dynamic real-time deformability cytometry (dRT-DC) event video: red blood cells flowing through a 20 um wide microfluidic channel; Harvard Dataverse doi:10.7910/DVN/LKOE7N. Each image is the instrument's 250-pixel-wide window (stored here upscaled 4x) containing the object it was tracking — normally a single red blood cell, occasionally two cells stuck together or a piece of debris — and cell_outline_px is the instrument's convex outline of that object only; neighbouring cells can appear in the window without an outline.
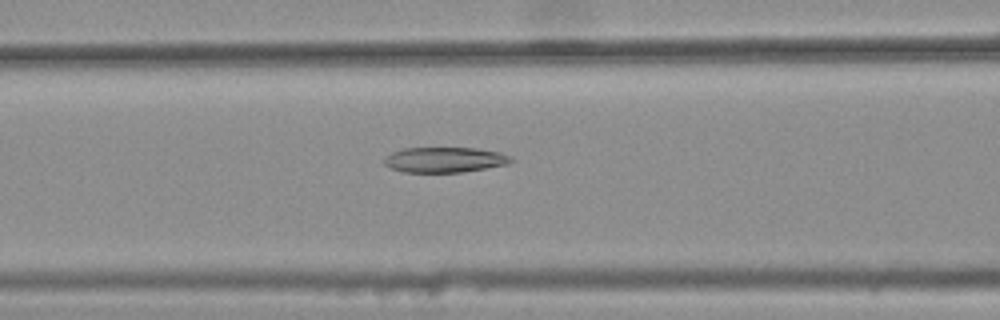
{"species": "common noctule bat (a hibernating species)", "species_latin": "Nyctalus noctula", "temperature_condition": "warm", "stored_images_in_passage": 34, "camera_frame_rate_fps": 3000, "um_per_image_px": 0.085, "animal": {"sex": "female", "body_mass_g": 25.1}, "frame": {"image": 1, "passage_image": 8, "time_ms": 2.333, "image_size_px": [1000, 320], "cell_outline_px": [[516, 160], [508, 164], [460, 172], [404, 172], [388, 168], [384, 164], [384, 156], [392, 152], [404, 148], [480, 148], [500, 152], [512, 156]], "centroid_in_image_um": [37.8, 13.57], "position_along_channel_um": 128.8, "area_um2": 18.9}}
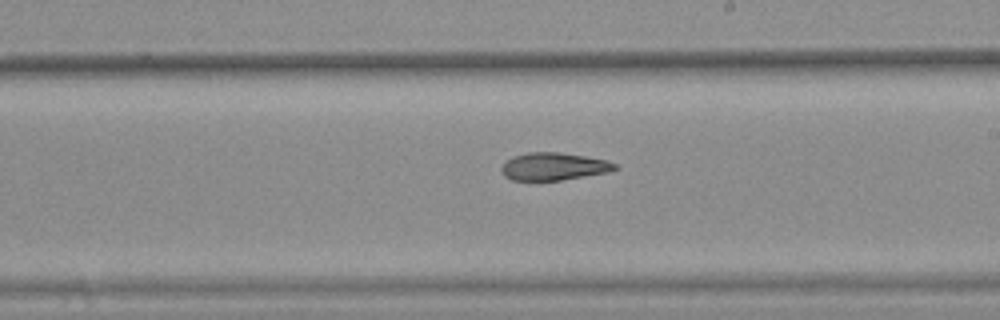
{"frame": {"image": 2, "passage_image": 17, "time_ms": 5.333, "image_size_px": [1000, 320], "cell_outline_px": [[620, 168], [608, 172], [560, 180], [512, 180], [504, 176], [500, 172], [500, 168], [504, 160], [512, 156], [528, 152], [560, 152], [608, 160], [616, 164]], "centroid_in_image_um": [47.02, 14.14], "position_along_channel_um": 242.0, "area_um2": 18.44}}
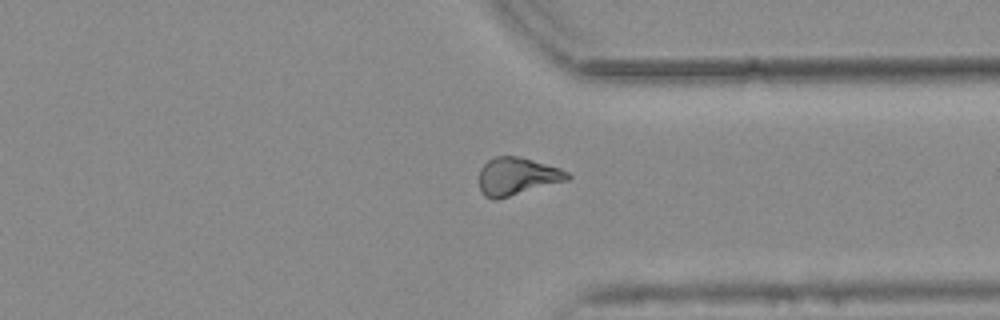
{"frame": {"image": 3, "passage_image": 27, "time_ms": 8.667, "image_size_px": [1000, 320], "cell_outline_px": [[572, 176], [568, 180], [496, 200], [492, 200], [484, 196], [480, 192], [480, 168], [488, 160], [496, 156], [520, 156], [560, 168], [568, 172]], "centroid_in_image_um": [43.95, 14.99], "position_along_channel_um": 367.5, "area_um2": 19.48}, "authors_computed_cell_mechanics": {"area_um2": 19.1607, "velocity_mm_per_s": 3.7821, "shape_relaxation_time_tau1_ms": null, "shape_relaxation_time_tau2_ms": 5.0337, "deformation_change_tau1": null, "deformation_change_tau2": 0.1414}}